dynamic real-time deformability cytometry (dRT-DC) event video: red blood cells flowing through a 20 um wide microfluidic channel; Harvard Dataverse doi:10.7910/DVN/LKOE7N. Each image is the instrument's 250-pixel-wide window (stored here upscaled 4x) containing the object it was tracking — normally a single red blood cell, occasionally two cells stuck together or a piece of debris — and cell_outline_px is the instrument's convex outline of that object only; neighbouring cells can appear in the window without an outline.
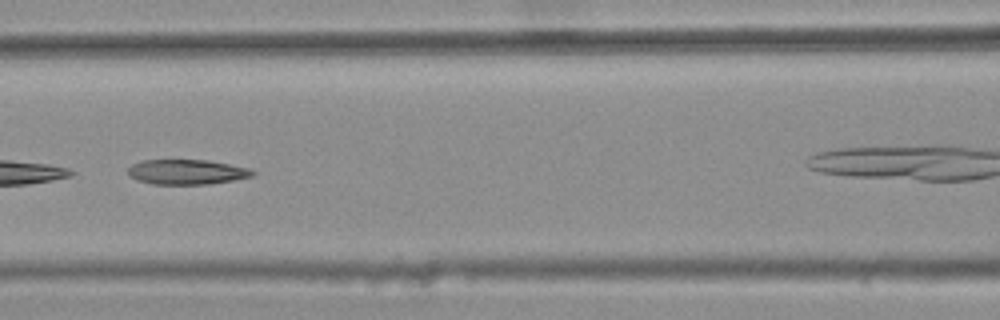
{"species": "common noctule bat (a hibernating species)", "species_latin": "Nyctalus noctula", "temperature_condition": "warm", "stored_images_in_passage": 6, "segment_of_instrument_passage": [1, 2], "camera_frame_rate_fps": 3000, "um_per_image_px": 0.085, "animal": {"sex": "female", "body_mass_g": 25.1}, "frame": {"image": 1, "passage_image": 4, "time_ms": 1.0, "image_size_px": [1000, 320], "cell_outline_px": [[256, 172], [252, 176], [232, 180], [208, 184], [152, 184], [136, 180], [128, 176], [128, 168], [132, 164], [140, 160], [208, 160], [248, 168]], "centroid_in_image_um": [15.82, 14.61], "position_along_channel_um": 150.8, "area_um2": 18.09}}
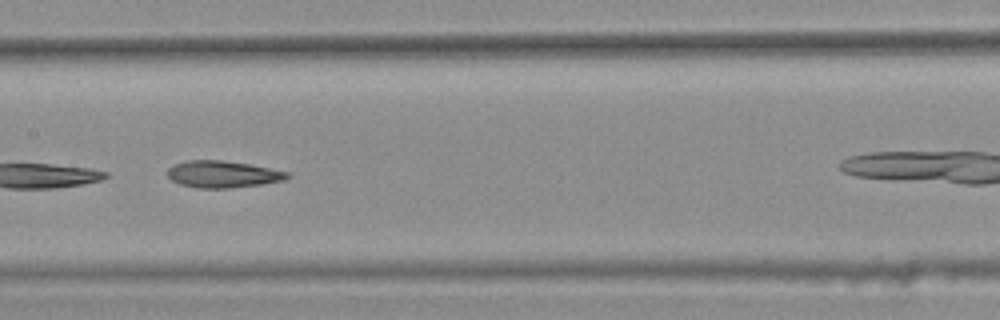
{"frame": {"image": 2, "passage_image": 5, "time_ms": 1.333, "image_size_px": [1000, 320], "cell_outline_px": [[292, 176], [284, 180], [260, 184], [228, 188], [196, 188], [180, 184], [172, 180], [168, 176], [168, 168], [172, 164], [188, 160], [220, 160], [248, 164], [288, 172]], "centroid_in_image_um": [18.9, 14.81], "position_along_channel_um": 188.5, "area_um2": 18.61}}